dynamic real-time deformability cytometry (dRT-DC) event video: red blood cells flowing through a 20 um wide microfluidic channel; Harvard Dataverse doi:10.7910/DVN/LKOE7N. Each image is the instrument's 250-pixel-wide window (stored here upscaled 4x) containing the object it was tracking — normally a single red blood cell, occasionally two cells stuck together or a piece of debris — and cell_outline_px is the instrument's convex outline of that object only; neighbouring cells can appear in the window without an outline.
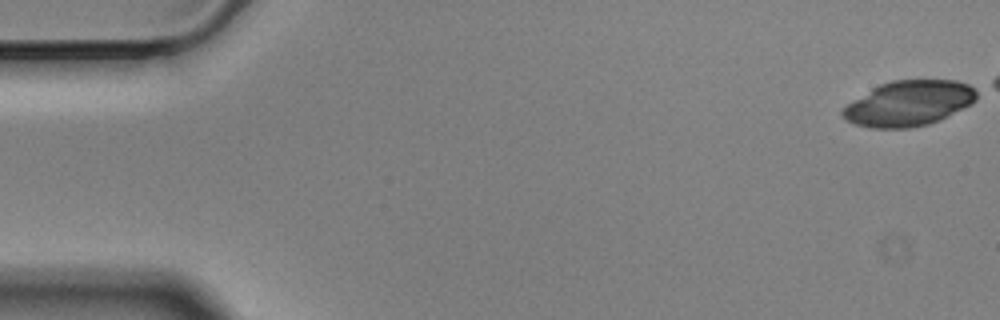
{"species": "Egyptian fruit bat (a non-hibernating species)", "species_latin": "Rousettus aegyptiacus", "temperature_condition": "cold", "stored_images_in_passage": 47, "camera_frame_rate_fps": 3000, "um_per_image_px": 0.085, "animal": {"sex": "male"}, "frame": {"image": 1, "passage_image": 1, "time_ms": 0.0, "image_size_px": [1000, 320], "cell_outline_px": [[976, 100], [972, 104], [940, 120], [928, 124], [912, 128], [868, 128], [856, 124], [848, 120], [840, 112], [848, 104], [872, 88], [880, 84], [892, 80], [956, 80], [968, 84], [976, 88]], "centroid_in_image_um": [77.29, 8.78], "position_along_channel_um": 7.7, "area_um2": 35.32}}